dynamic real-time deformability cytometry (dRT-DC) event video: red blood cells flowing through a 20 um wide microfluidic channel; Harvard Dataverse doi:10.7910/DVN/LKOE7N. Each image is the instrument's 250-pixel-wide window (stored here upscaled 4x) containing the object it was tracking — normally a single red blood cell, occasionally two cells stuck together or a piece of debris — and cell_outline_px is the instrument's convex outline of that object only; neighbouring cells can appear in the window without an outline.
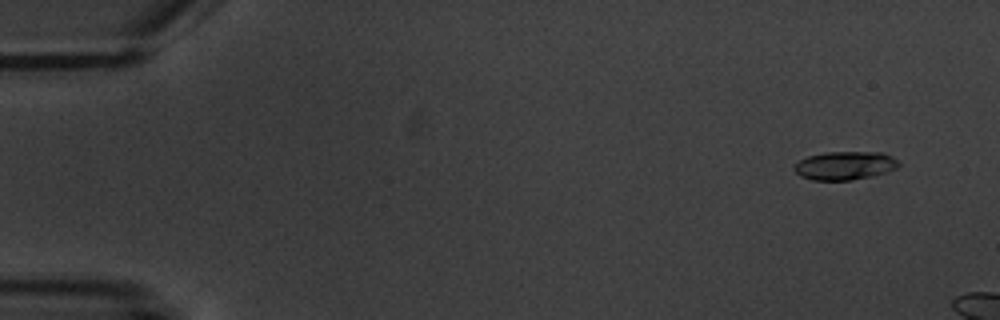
{"species": "common noctule bat (a hibernating species)", "species_latin": "Nyctalus noctula", "temperature_condition": "warm", "stored_images_in_passage": 4, "camera_frame_rate_fps": 3000, "um_per_image_px": 0.085, "animal": {"sex": "male", "body_mass_g": 20.1, "forearm_length_mm": 53.5}, "frame": {"image": 1, "passage_image": 1, "time_ms": 0.0, "image_size_px": [1000, 320], "cell_outline_px": [[900, 164], [896, 168], [888, 172], [872, 176], [852, 180], [812, 180], [800, 176], [792, 168], [800, 160], [808, 156], [824, 152], [884, 152], [892, 156]], "centroid_in_image_um": [71.82, 14.07], "position_along_channel_um": 13.2, "area_um2": 17.4}}